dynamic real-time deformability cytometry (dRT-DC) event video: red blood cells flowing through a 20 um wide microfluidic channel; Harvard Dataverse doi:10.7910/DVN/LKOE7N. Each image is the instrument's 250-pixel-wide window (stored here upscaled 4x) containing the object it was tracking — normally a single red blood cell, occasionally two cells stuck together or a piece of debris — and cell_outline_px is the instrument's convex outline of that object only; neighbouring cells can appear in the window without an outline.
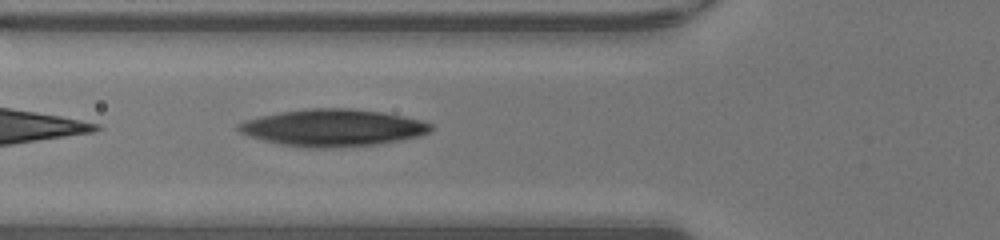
{"species": "human", "species_latin": "Homo sapiens", "temperature_condition": "warm", "stored_images_in_passage": 32, "camera_frame_rate_fps": 3000, "um_per_image_px": 0.085, "donor": {"sex": "male"}, "frame": {"image": 1, "passage_image": 4, "time_ms": 1.0, "image_size_px": [1000, 240], "cell_outline_px": [[432, 128], [428, 132], [420, 136], [400, 140], [376, 144], [328, 148], [308, 148], [284, 144], [264, 140], [240, 132], [236, 128], [240, 124], [248, 120], [260, 116], [284, 112], [312, 108], [348, 108], [384, 112], [420, 120], [432, 124]], "centroid_in_image_um": [28.34, 10.86], "position_along_channel_um": 97.5, "area_um2": 40.86}}
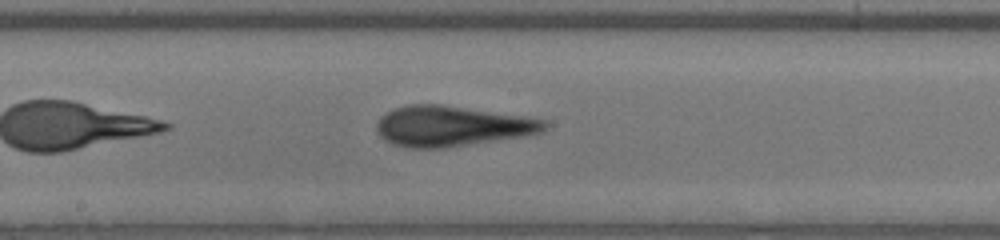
{"frame": {"image": 2, "passage_image": 12, "time_ms": 3.667, "image_size_px": [1000, 240], "cell_outline_px": [[548, 124], [540, 132], [520, 136], [444, 148], [408, 148], [392, 144], [380, 136], [376, 128], [376, 124], [380, 116], [396, 108], [408, 104], [440, 104], [520, 116], [544, 120]], "centroid_in_image_um": [38.31, 10.72], "position_along_channel_um": 209.9, "area_um2": 38.84}}
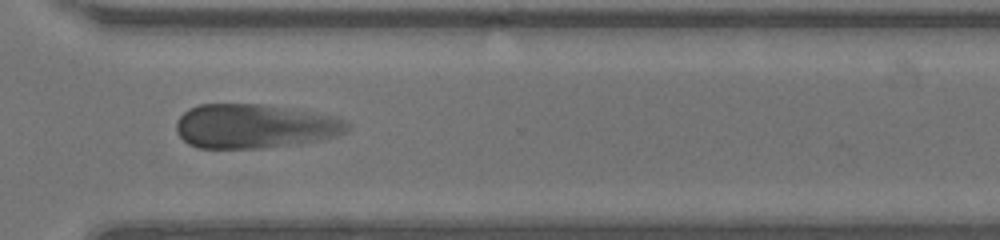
{"frame": {"image": 3, "passage_image": 22, "time_ms": 7.0, "image_size_px": [1000, 240], "cell_outline_px": [[348, 128], [344, 132], [336, 136], [320, 140], [264, 148], [200, 148], [188, 144], [176, 132], [176, 120], [188, 108], [200, 104], [260, 104], [316, 112], [336, 116], [348, 124]], "centroid_in_image_um": [21.6, 10.72], "position_along_channel_um": 349.0, "area_um2": 44.04}, "authors_computed_cell_mechanics": {"area_um2": 41.5871, "velocity_mm_per_s": 4.1911, "shape_relaxation_time_tau1_ms": 2.7344, "shape_relaxation_time_tau2_ms": 1.2509, "deformation_change_tau1": 0.112, "deformation_change_tau2": 0.113}}